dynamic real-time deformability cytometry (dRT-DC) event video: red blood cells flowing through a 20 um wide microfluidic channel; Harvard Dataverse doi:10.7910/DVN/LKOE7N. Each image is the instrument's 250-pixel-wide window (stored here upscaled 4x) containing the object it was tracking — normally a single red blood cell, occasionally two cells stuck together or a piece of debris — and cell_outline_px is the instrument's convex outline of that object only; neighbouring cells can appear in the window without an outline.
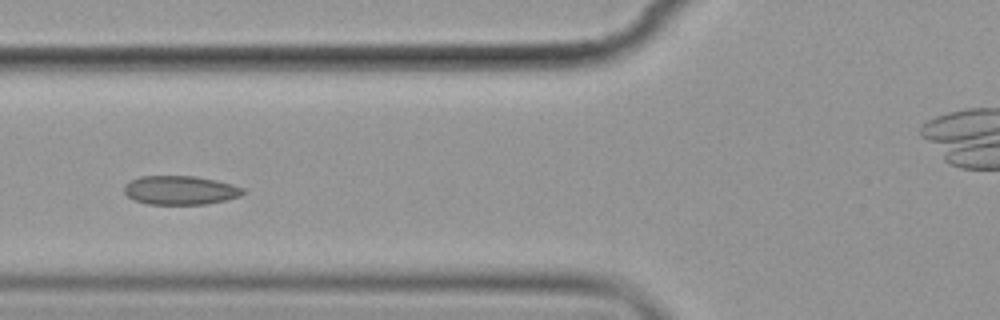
{"species": "common noctule bat (a hibernating species)", "species_latin": "Nyctalus noctula", "temperature_condition": "cold", "stored_images_in_passage": 5, "camera_frame_rate_fps": 3000, "um_per_image_px": 0.085, "animal": {"sex": "female", "body_mass_g": 19.9}, "frame": {"image": 1, "passage_image": 5, "time_ms": 4.667, "image_size_px": [1000, 320], "cell_outline_px": [[248, 192], [240, 196], [224, 200], [204, 204], [148, 204], [132, 200], [124, 192], [124, 184], [128, 180], [140, 176], [196, 176], [216, 180], [232, 184], [244, 188]], "centroid_in_image_um": [15.3, 16.16], "position_along_channel_um": 110.5, "area_um2": 20.23}}